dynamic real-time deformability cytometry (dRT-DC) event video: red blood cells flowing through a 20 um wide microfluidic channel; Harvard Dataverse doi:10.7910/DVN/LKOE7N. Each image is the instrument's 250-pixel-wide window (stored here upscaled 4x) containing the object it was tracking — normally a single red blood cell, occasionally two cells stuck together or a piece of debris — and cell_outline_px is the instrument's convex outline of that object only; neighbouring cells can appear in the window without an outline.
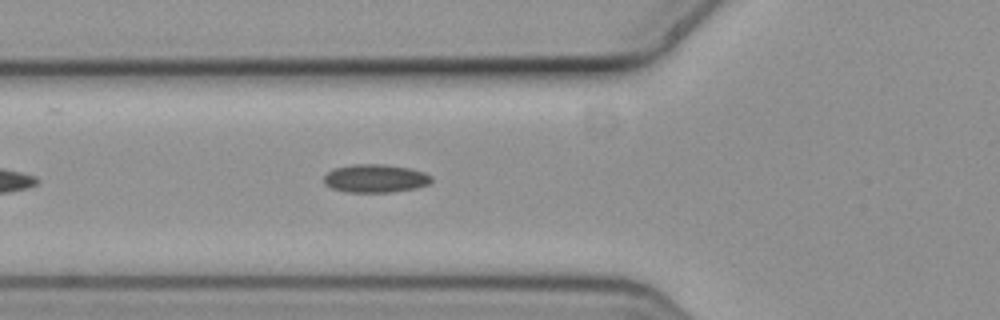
{"species": "common noctule bat (a hibernating species)", "species_latin": "Nyctalus noctula", "temperature_condition": "cold", "stored_images_in_passage": 6, "camera_frame_rate_fps": 3000, "um_per_image_px": 0.085, "animal": {"sex": "female", "body_mass_g": 19.3, "forearm_length_mm": 54.1}, "frame": {"image": 1, "passage_image": 6, "time_ms": 1.667, "image_size_px": [1000, 320], "cell_outline_px": [[432, 180], [428, 184], [416, 188], [392, 192], [344, 192], [332, 188], [324, 184], [324, 176], [332, 168], [352, 164], [384, 164], [408, 168], [424, 172], [432, 176]], "centroid_in_image_um": [31.88, 15.16], "position_along_channel_um": 93.9, "area_um2": 17.8}}